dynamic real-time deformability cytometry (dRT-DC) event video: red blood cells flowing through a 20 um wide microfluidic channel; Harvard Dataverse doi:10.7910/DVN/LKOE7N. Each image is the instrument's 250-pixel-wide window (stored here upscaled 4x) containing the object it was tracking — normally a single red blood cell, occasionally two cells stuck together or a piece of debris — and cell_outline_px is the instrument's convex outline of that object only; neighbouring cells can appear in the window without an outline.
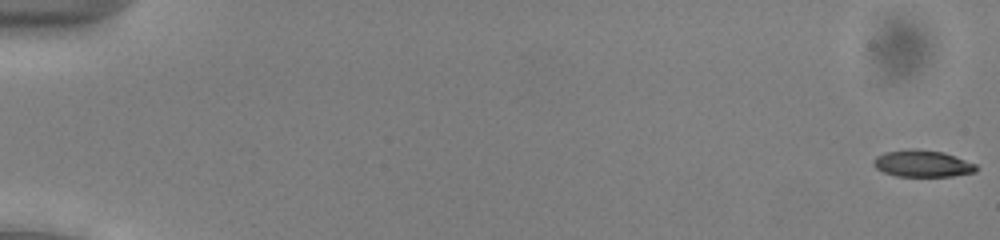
{"species": "common noctule bat (a hibernating species)", "species_latin": "Nyctalus noctula", "temperature_condition": "cold", "stored_images_in_passage": 54, "camera_frame_rate_fps": 3000, "um_per_image_px": 0.085, "animal": {"sex": "male", "body_mass_g": 13.0, "forearm_length_mm": 53.1}, "frame": {"image": 1, "passage_image": 1, "time_ms": 0.0, "image_size_px": [1000, 240], "cell_outline_px": [[980, 168], [976, 172], [952, 176], [896, 176], [884, 172], [876, 168], [872, 164], [872, 160], [876, 156], [884, 152], [908, 148], [916, 148], [944, 152], [956, 156], [976, 164]], "centroid_in_image_um": [78.41, 13.89], "position_along_channel_um": 6.6, "area_um2": 16.36}}
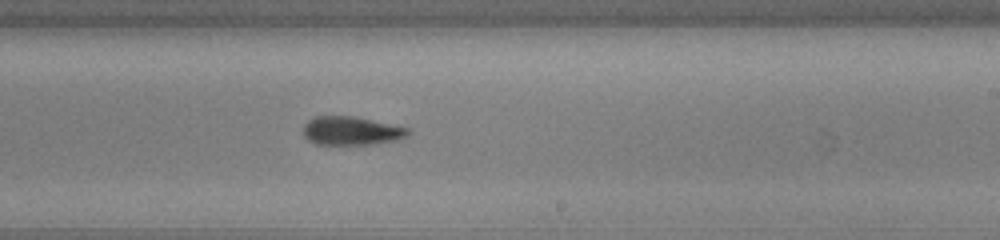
{"frame": {"image": 2, "passage_image": 34, "time_ms": 11.0, "image_size_px": [1000, 240], "cell_outline_px": [[412, 128], [408, 136], [396, 140], [372, 144], [316, 144], [308, 140], [304, 136], [304, 124], [308, 120], [316, 116], [352, 116]], "centroid_in_image_um": [29.89, 11.11], "position_along_channel_um": 259.1, "area_um2": 17.46}}
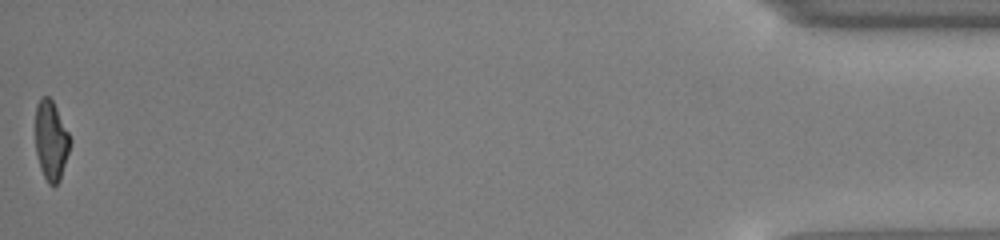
{"frame": {"image": 3, "passage_image": 54, "time_ms": 17.667, "image_size_px": [1000, 240], "cell_outline_px": [[72, 140], [60, 180], [56, 184], [48, 184], [40, 168], [36, 152], [36, 104], [40, 96], [48, 96], [52, 100]], "centroid_in_image_um": [4.34, 11.93], "position_along_channel_um": 430.9, "area_um2": 15.95}, "authors_computed_cell_mechanics": {"area_um2": 17.4845, "velocity_mm_per_s": 3.9356, "shape_relaxation_time_tau1_ms": 4.3621, "shape_relaxation_time_tau2_ms": 5.1276, "deformation_change_tau1": 0.1499, "deformation_change_tau2": 0.1488}}